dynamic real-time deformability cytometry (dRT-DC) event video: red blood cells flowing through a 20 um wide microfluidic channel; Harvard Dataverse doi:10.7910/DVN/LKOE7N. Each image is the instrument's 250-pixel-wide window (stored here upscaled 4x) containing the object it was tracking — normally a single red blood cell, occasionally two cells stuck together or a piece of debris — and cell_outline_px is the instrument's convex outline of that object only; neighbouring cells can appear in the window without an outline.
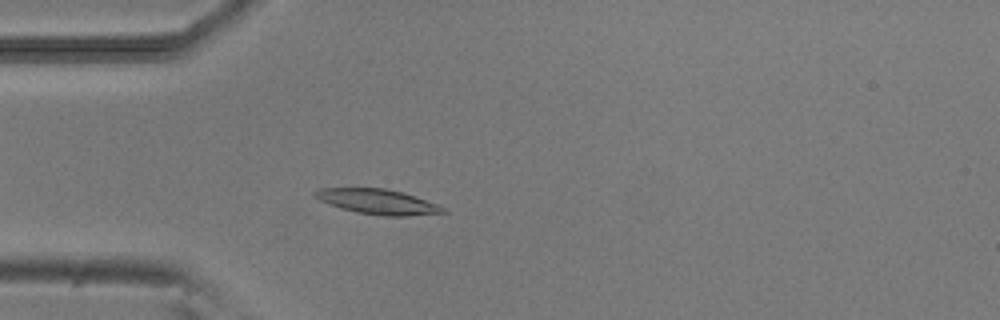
{"species": "common noctule bat (a hibernating species)", "species_latin": "Nyctalus noctula", "temperature_condition": "room temperature", "stored_images_in_passage": 48, "camera_frame_rate_fps": 3000, "um_per_image_px": 0.085, "animal": {"sex": "male", "body_mass_g": 20.5, "forearm_length_mm": 52.5}, "frame": {"image": 1, "passage_image": 11, "time_ms": 3.333, "image_size_px": [1000, 320], "cell_outline_px": [[424, 212], [368, 212], [352, 208], [340, 204], [344, 188], [372, 188], [396, 192], [420, 200]], "centroid_in_image_um": [32.26, 17.08], "position_along_channel_um": 52.7, "area_um2": 11.33}}
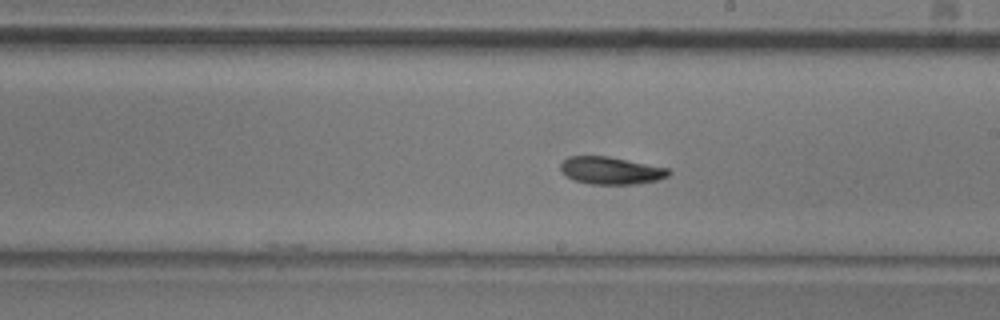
{"frame": {"image": 2, "passage_image": 26, "time_ms": 8.333, "image_size_px": [1000, 320], "cell_outline_px": [[668, 172], [660, 176], [644, 180], [584, 180], [572, 176], [564, 168], [564, 164], [568, 160], [584, 156], [592, 156], [616, 160], [652, 168]], "centroid_in_image_um": [51.74, 14.42], "position_along_channel_um": 237.3, "area_um2": 12.37}}
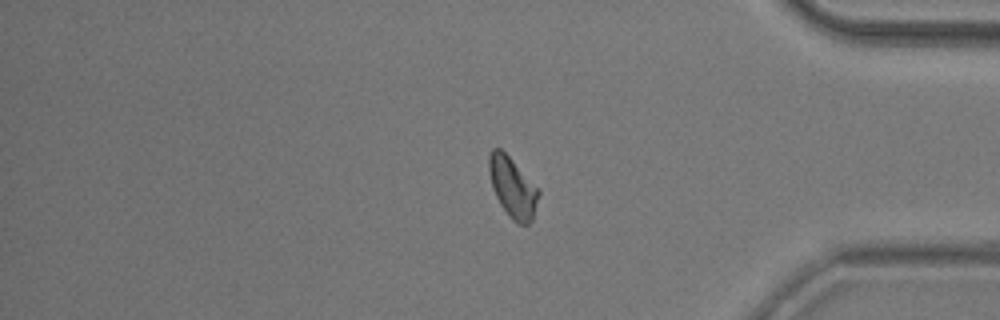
{"frame": {"image": 3, "passage_image": 40, "time_ms": 13.0, "image_size_px": [1000, 320], "cell_outline_px": [[536, 196], [532, 208], [512, 212], [500, 200], [496, 192], [492, 180], [492, 152], [500, 152], [512, 164], [536, 192]], "centroid_in_image_um": [43.45, 15.71], "position_along_channel_um": 391.7, "area_um2": 11.73}}